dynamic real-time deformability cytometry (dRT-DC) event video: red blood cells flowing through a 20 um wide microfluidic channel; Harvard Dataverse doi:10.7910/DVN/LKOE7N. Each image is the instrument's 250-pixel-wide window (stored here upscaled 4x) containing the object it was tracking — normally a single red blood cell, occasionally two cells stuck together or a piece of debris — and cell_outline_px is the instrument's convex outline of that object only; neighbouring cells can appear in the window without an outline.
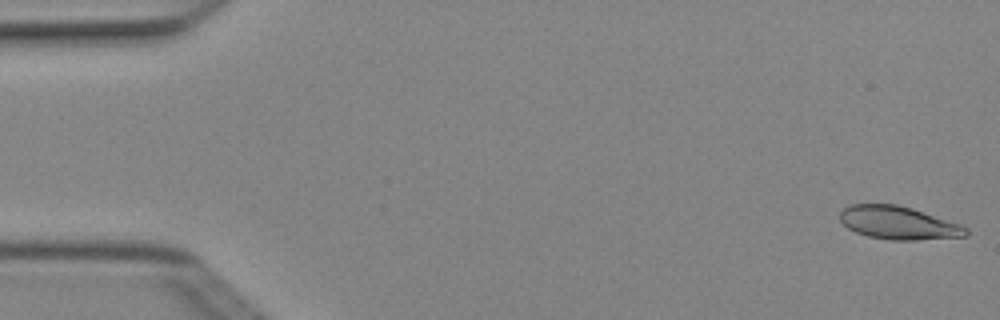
{"species": "Egyptian fruit bat (a non-hibernating species)", "species_latin": "Rousettus aegyptiacus", "temperature_condition": "cold", "stored_images_in_passage": 7, "camera_frame_rate_fps": 3000, "um_per_image_px": 0.085, "animal": {"sex": "female"}, "frame": {"image": 1, "passage_image": 1, "time_ms": 0.0, "image_size_px": [1000, 320], "cell_outline_px": [[968, 236], [916, 240], [892, 240], [868, 236], [856, 232], [848, 228], [840, 220], [840, 212], [844, 208], [852, 204], [896, 204], [912, 208], [960, 224], [968, 228]], "centroid_in_image_um": [76.38, 18.94], "position_along_channel_um": 8.6, "area_um2": 24.22}}
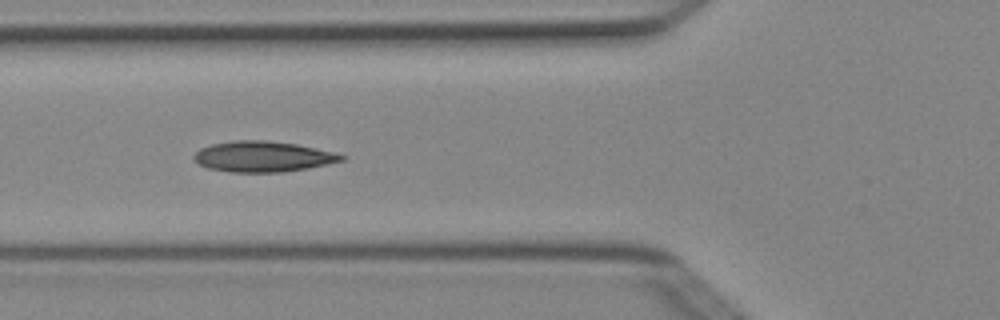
{"frame": {"image": 2, "passage_image": 6, "time_ms": 1.667, "image_size_px": [1000, 320], "cell_outline_px": [[348, 156], [344, 160], [328, 164], [308, 168], [284, 172], [228, 172], [208, 168], [192, 160], [192, 156], [200, 148], [212, 144], [232, 140], [268, 140], [296, 144], [332, 152]], "centroid_in_image_um": [22.32, 13.31], "position_along_channel_um": 103.5, "area_um2": 26.47}}
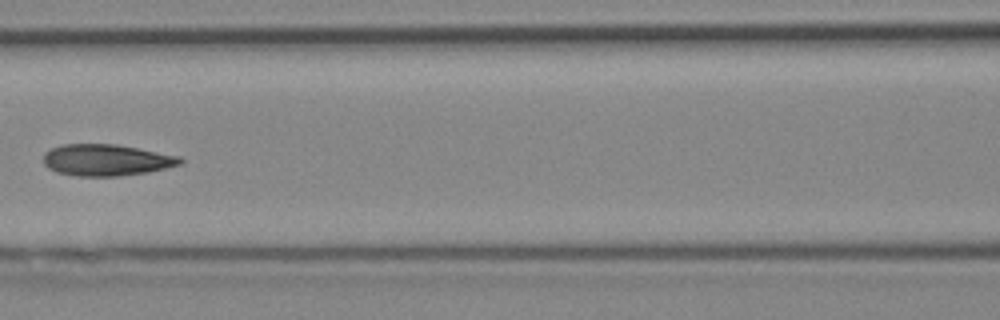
{"frame": {"image": 3, "passage_image": 7, "time_ms": 2.0, "image_size_px": [1000, 320], "cell_outline_px": [[184, 164], [148, 172], [116, 176], [76, 176], [56, 172], [48, 168], [44, 164], [44, 152], [52, 148], [64, 144], [116, 144], [180, 156], [184, 160]], "centroid_in_image_um": [9.06, 13.6], "position_along_channel_um": 157.5, "area_um2": 25.2}}